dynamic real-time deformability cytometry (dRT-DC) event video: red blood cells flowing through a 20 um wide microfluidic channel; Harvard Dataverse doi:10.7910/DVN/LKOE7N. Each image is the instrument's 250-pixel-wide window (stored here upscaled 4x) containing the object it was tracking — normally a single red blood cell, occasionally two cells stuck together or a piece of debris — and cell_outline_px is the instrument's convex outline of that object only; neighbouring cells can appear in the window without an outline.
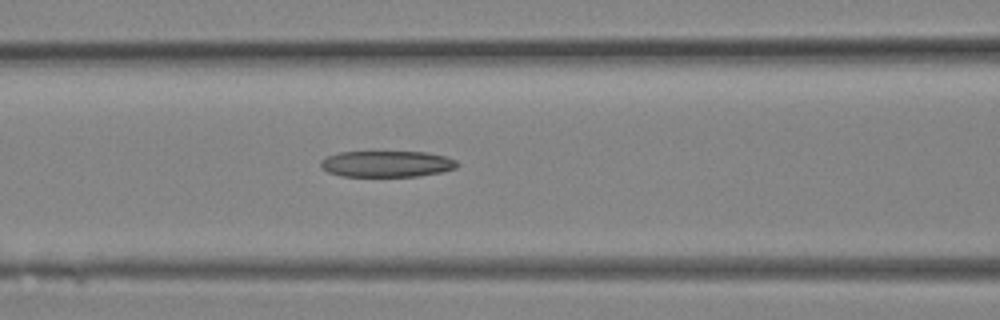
{"species": "Egyptian fruit bat (a non-hibernating species)", "species_latin": "Rousettus aegyptiacus", "temperature_condition": "room temperature", "stored_images_in_passage": 13, "camera_frame_rate_fps": 3000, "um_per_image_px": 0.085, "animal": {"sex": "female"}, "frame": {"image": 1, "passage_image": 8, "time_ms": 2.333, "image_size_px": [1000, 320], "cell_outline_px": [[460, 164], [456, 168], [444, 172], [420, 176], [340, 176], [328, 172], [320, 168], [320, 160], [328, 156], [340, 152], [428, 152], [444, 156], [456, 160]], "centroid_in_image_um": [32.89, 13.94], "position_along_channel_um": 133.7, "area_um2": 21.04}}
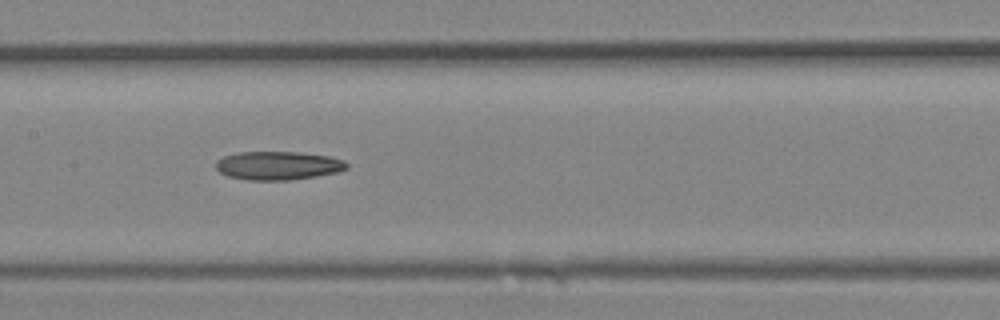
{"frame": {"image": 2, "passage_image": 10, "time_ms": 3.0, "image_size_px": [1000, 320], "cell_outline_px": [[348, 168], [336, 172], [316, 176], [288, 180], [248, 180], [228, 176], [220, 172], [216, 168], [216, 160], [224, 156], [236, 152], [296, 152], [328, 156], [344, 160], [348, 164]], "centroid_in_image_um": [23.61, 14.07], "position_along_channel_um": 183.8, "area_um2": 21.68}}
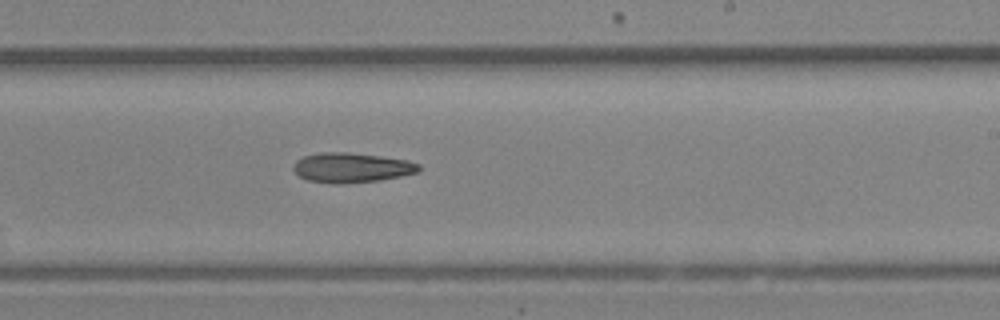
{"frame": {"image": 3, "passage_image": 13, "time_ms": 4.0, "image_size_px": [1000, 320], "cell_outline_px": [[420, 172], [380, 180], [340, 184], [308, 180], [300, 176], [292, 168], [296, 160], [304, 156], [320, 152], [348, 152], [380, 156], [408, 160], [420, 164]], "centroid_in_image_um": [29.9, 14.24], "position_along_channel_um": 259.1, "area_um2": 21.73}}